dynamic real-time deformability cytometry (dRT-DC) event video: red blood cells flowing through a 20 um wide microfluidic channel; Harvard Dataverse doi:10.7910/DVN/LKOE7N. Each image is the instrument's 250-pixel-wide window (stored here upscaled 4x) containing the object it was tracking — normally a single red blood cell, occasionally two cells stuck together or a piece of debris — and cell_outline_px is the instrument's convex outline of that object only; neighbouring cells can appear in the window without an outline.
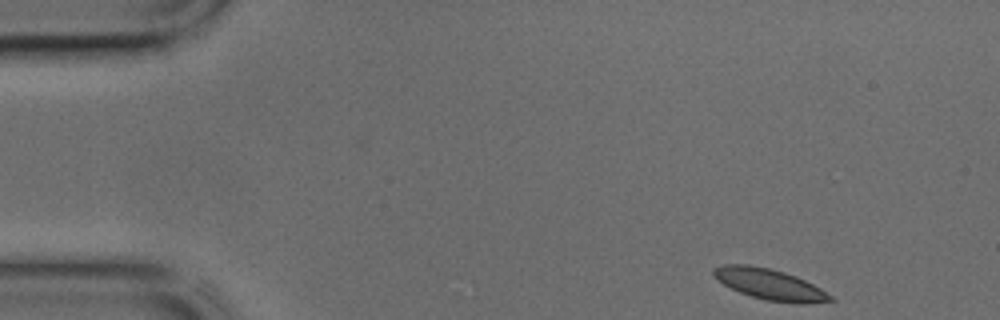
{"species": "common noctule bat (a hibernating species)", "species_latin": "Nyctalus noctula", "temperature_condition": "cold", "stored_images_in_passage": 41, "camera_frame_rate_fps": 3000, "um_per_image_px": 0.085, "animal": {"sex": "male", "body_mass_g": 17.9, "forearm_length_mm": 54.2}, "frame": {"image": 1, "passage_image": 1, "time_ms": 0.0, "image_size_px": [1000, 320], "cell_outline_px": [[836, 300], [808, 304], [800, 304], [764, 300], [740, 292], [716, 280], [712, 272], [712, 268], [724, 264], [748, 264], [768, 268], [784, 272], [796, 276], [820, 288], [832, 296]], "centroid_in_image_um": [65.42, 24.17], "position_along_channel_um": 19.6, "area_um2": 21.04}}
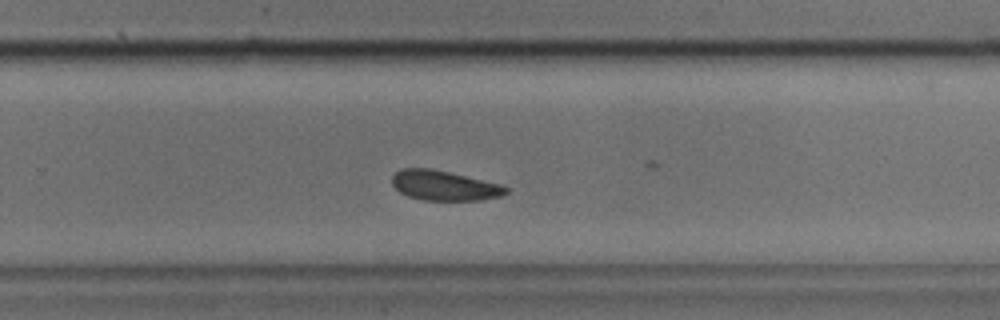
{"frame": {"image": 2, "passage_image": 25, "time_ms": 8.0, "image_size_px": [1000, 320], "cell_outline_px": [[508, 192], [500, 196], [480, 200], [424, 200], [408, 196], [400, 192], [392, 184], [392, 176], [400, 168], [428, 168], [448, 172], [500, 184], [508, 188]], "centroid_in_image_um": [37.73, 15.77], "position_along_channel_um": 292.1, "area_um2": 19.59}}
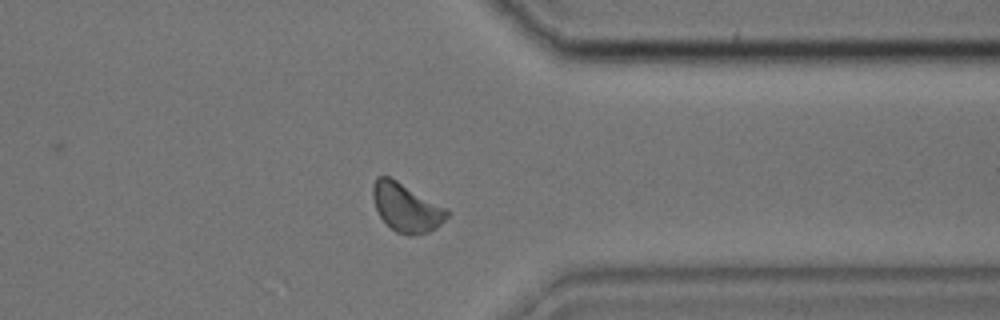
{"frame": {"image": 3, "passage_image": 31, "time_ms": 10.0, "image_size_px": [1000, 320], "cell_outline_px": [[452, 212], [436, 228], [428, 232], [412, 236], [408, 236], [396, 232], [380, 216], [376, 208], [372, 196], [372, 184], [376, 176], [388, 176], [396, 180], [448, 208]], "centroid_in_image_um": [34.55, 17.64], "position_along_channel_um": 376.8, "area_um2": 21.04}}